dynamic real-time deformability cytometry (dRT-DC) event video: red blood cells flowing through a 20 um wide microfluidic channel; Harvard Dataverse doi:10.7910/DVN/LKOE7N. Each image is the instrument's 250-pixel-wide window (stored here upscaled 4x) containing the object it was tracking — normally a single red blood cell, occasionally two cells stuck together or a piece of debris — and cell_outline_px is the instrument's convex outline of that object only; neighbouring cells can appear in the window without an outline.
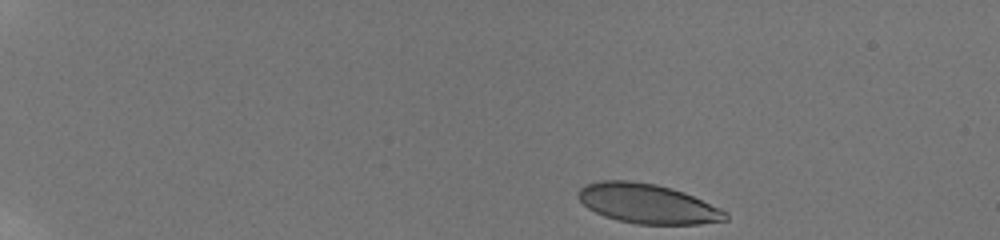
{"species": "human", "species_latin": "Homo sapiens", "temperature_condition": "room temperature", "stored_images_in_passage": 47, "camera_frame_rate_fps": 3000, "um_per_image_px": 0.085, "donor": {"sex": "male"}, "frame": {"image": 1, "passage_image": 1, "time_ms": 0.0, "image_size_px": [1000, 240], "cell_outline_px": [[728, 220], [700, 224], [636, 224], [616, 220], [604, 216], [588, 208], [576, 196], [576, 192], [580, 188], [588, 184], [600, 180], [628, 180], [656, 184], [672, 188], [684, 192], [720, 208], [728, 212]], "centroid_in_image_um": [55.03, 17.31], "position_along_channel_um": 30.0, "area_um2": 34.1}}
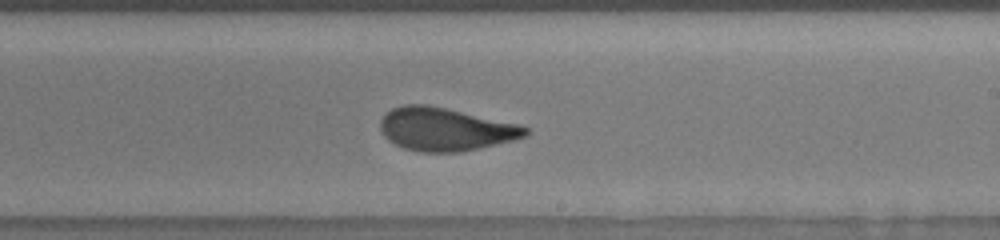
{"frame": {"image": 2, "passage_image": 28, "time_ms": 9.0, "image_size_px": [1000, 240], "cell_outline_px": [[532, 128], [528, 136], [516, 140], [480, 148], [460, 152], [420, 152], [404, 148], [388, 140], [384, 136], [380, 128], [380, 120], [392, 108], [404, 104], [428, 104], [520, 124]], "centroid_in_image_um": [37.91, 10.98], "position_along_channel_um": 251.1, "area_um2": 36.82}}
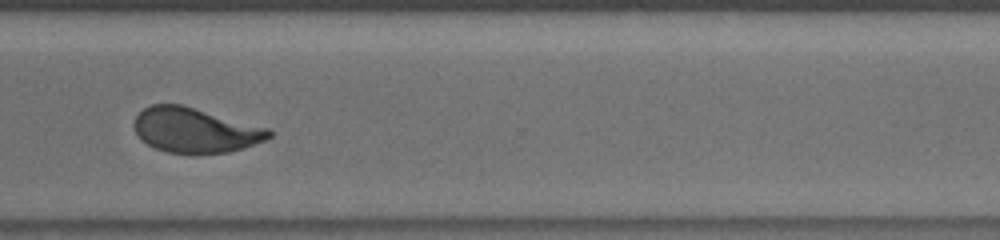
{"frame": {"image": 3, "passage_image": 36, "time_ms": 11.667, "image_size_px": [1000, 240], "cell_outline_px": [[272, 136], [264, 140], [244, 148], [228, 152], [196, 156], [168, 152], [156, 148], [140, 140], [132, 124], [136, 116], [144, 108], [152, 104], [180, 104], [268, 128], [272, 132]], "centroid_in_image_um": [16.56, 11.1], "position_along_channel_um": 354.0, "area_um2": 35.55}, "authors_computed_cell_mechanics": {"area_um2": 35.6626, "velocity_mm_per_s": 3.855, "shape_relaxation_time_tau1_ms": 6.1968, "shape_relaxation_time_tau2_ms": 0.7343, "deformation_change_tau1": 0.2024, "deformation_change_tau2": 0.065}}